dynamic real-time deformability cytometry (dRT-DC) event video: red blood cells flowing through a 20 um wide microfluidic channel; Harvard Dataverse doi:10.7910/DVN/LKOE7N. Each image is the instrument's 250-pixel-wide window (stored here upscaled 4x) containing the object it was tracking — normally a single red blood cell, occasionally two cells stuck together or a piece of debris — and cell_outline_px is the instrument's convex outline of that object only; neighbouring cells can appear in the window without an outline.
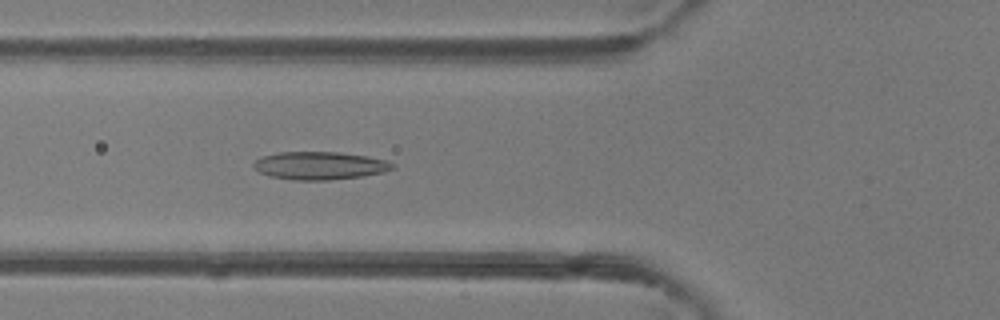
{"species": "common noctule bat (a hibernating species)", "species_latin": "Nyctalus noctula", "temperature_condition": "room temperature", "stored_images_in_passage": 33, "camera_frame_rate_fps": 3000, "um_per_image_px": 0.085, "animal": {"sex": "female"}, "frame": {"image": 1, "passage_image": 3, "time_ms": 0.667, "image_size_px": [1000, 320], "cell_outline_px": [[396, 168], [384, 172], [364, 176], [328, 180], [296, 180], [272, 176], [260, 172], [252, 164], [260, 156], [280, 152], [340, 152], [368, 156], [388, 160], [396, 164]], "centroid_in_image_um": [27.26, 14.07], "position_along_channel_um": 98.5, "area_um2": 22.72}}
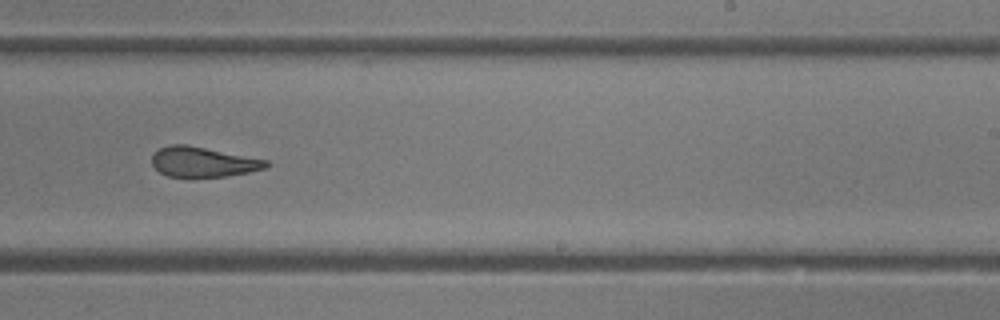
{"frame": {"image": 2, "passage_image": 15, "time_ms": 4.667, "image_size_px": [1000, 320], "cell_outline_px": [[272, 164], [268, 168], [228, 176], [168, 176], [160, 172], [152, 164], [152, 156], [160, 148], [168, 144], [188, 144], [268, 160]], "centroid_in_image_um": [17.31, 13.75], "position_along_channel_um": 271.7, "area_um2": 20.0}}
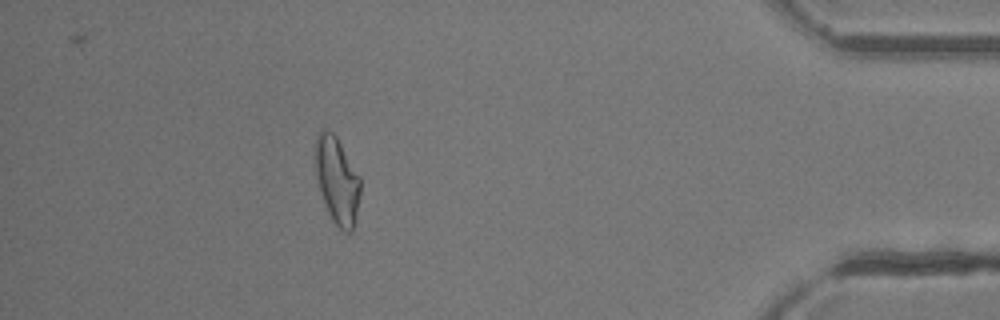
{"frame": {"image": 3, "passage_image": 28, "time_ms": 9.0, "image_size_px": [1000, 320], "cell_outline_px": [[360, 192], [356, 216], [352, 232], [344, 232], [332, 220], [328, 212], [316, 176], [316, 136], [324, 128], [332, 132], [336, 136], [360, 176]], "centroid_in_image_um": [28.67, 15.33], "position_along_channel_um": 406.5, "area_um2": 22.37}, "authors_computed_cell_mechanics": {"area_um2": 21.5594, "velocity_mm_per_s": 4.3133, "shape_relaxation_time_tau1_ms": null, "shape_relaxation_time_tau2_ms": 2.2047, "deformation_change_tau1": null, "deformation_change_tau2": 0.103}}